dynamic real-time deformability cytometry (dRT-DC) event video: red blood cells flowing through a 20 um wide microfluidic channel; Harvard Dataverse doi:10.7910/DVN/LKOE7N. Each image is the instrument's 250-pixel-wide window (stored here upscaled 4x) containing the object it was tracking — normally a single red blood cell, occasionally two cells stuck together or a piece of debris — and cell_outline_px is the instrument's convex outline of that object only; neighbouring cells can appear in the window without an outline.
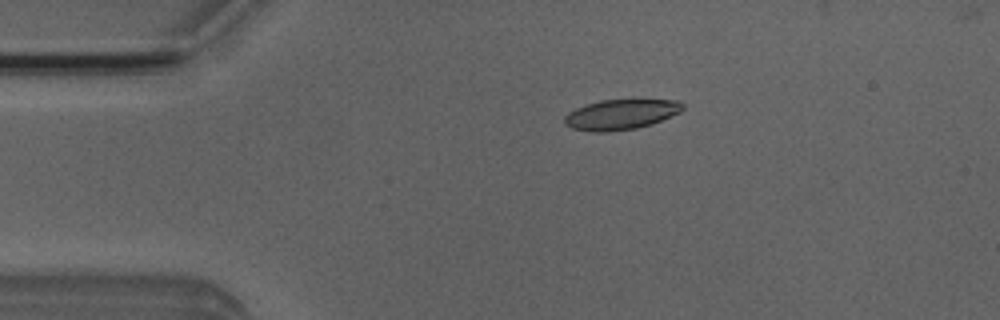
{"species": "Egyptian fruit bat (a non-hibernating species)", "species_latin": "Rousettus aegyptiacus", "temperature_condition": "room temperature", "stored_images_in_passage": 3, "camera_frame_rate_fps": 3000, "um_per_image_px": 0.085, "animal": {"sex": "male"}, "frame": {"image": 1, "passage_image": 2, "time_ms": 1.333, "image_size_px": [1000, 320], "cell_outline_px": [[684, 108], [680, 112], [652, 124], [636, 128], [604, 132], [592, 132], [572, 128], [564, 124], [564, 116], [568, 112], [576, 108], [600, 100], [676, 100], [684, 104]], "centroid_in_image_um": [52.76, 9.73], "position_along_channel_um": 32.2, "area_um2": 20.69}}